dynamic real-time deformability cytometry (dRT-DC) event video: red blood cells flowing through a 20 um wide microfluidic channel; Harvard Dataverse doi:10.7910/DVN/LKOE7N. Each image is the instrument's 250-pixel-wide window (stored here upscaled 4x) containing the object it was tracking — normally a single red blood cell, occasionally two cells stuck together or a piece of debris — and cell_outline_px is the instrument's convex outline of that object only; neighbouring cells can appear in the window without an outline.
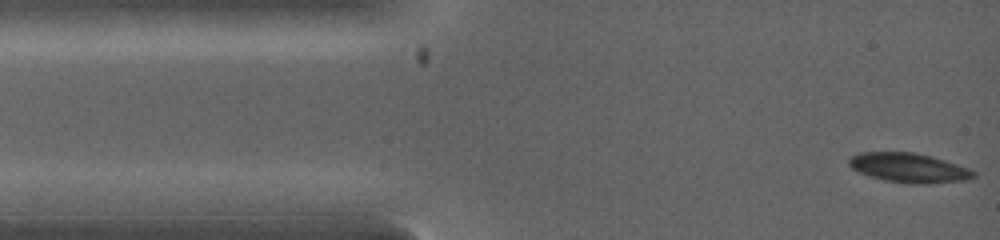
{"species": "common noctule bat (a hibernating species)", "species_latin": "Nyctalus noctula", "temperature_condition": "warm", "stored_images_in_passage": 16, "camera_frame_rate_fps": 5000, "um_per_image_px": 0.085, "animal": {"sex": "female", "body_mass_g": 19.0, "forearm_length_mm": 53.3}, "frame": {"image": 1, "passage_image": 1, "time_ms": 0.0, "image_size_px": [1000, 240], "cell_outline_px": [[976, 176], [968, 180], [928, 184], [912, 184], [884, 180], [868, 176], [852, 168], [848, 164], [848, 160], [852, 156], [860, 152], [912, 152], [932, 156], [968, 168], [976, 172]], "centroid_in_image_um": [77.27, 14.27], "position_along_channel_um": 7.7, "area_um2": 21.44}}
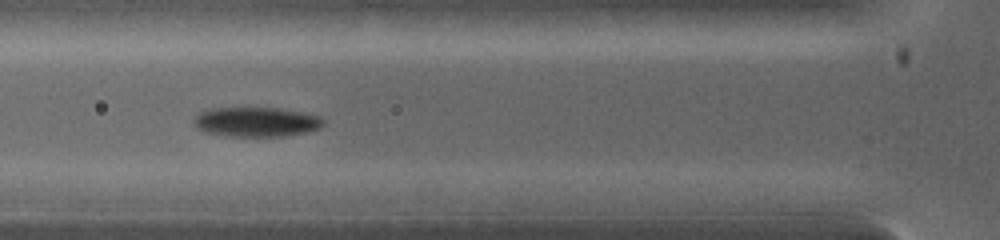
{"frame": {"image": 2, "passage_image": 10, "time_ms": 2.8, "image_size_px": [1000, 240], "cell_outline_px": [[324, 124], [316, 128], [304, 132], [284, 136], [228, 136], [204, 132], [196, 128], [192, 120], [200, 112], [208, 108], [276, 108], [300, 112], [320, 116], [324, 120]], "centroid_in_image_um": [21.71, 10.36], "position_along_channel_um": 104.1, "area_um2": 22.2}}
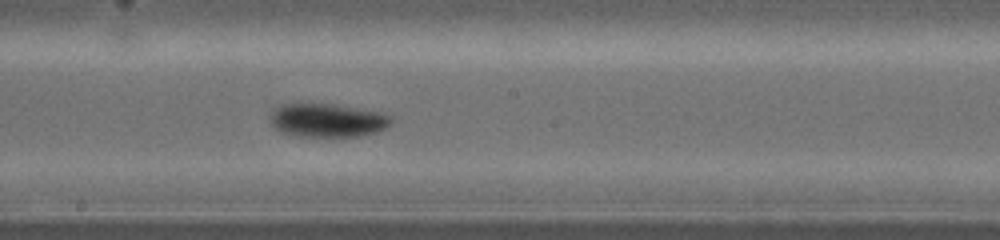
{"frame": {"image": 3, "passage_image": 16, "time_ms": 4.8, "image_size_px": [1000, 240], "cell_outline_px": [[392, 124], [376, 132], [344, 140], [296, 136], [280, 132], [272, 124], [268, 116], [276, 108], [284, 104], [336, 104], [384, 112], [392, 116]], "centroid_in_image_um": [27.89, 10.27], "position_along_channel_um": 220.3, "area_um2": 24.74}}